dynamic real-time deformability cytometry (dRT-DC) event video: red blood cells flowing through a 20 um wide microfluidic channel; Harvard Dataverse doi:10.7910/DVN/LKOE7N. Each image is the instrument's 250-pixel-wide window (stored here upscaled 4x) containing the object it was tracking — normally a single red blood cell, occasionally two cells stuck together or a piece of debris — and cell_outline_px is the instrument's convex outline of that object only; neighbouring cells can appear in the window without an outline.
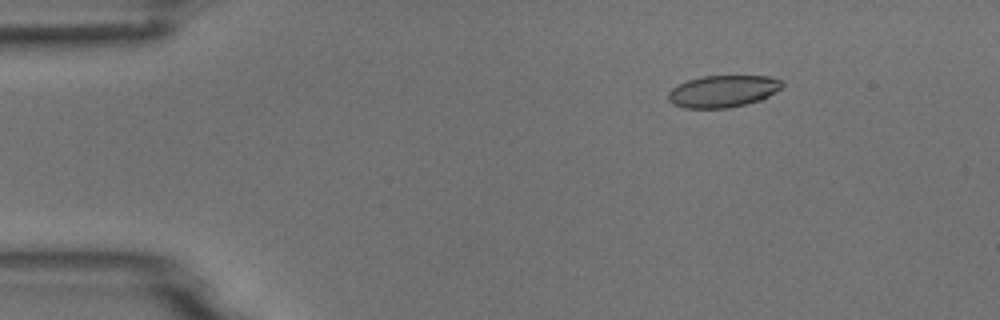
{"species": "common noctule bat (a hibernating species)", "species_latin": "Nyctalus noctula", "temperature_condition": "room temperature", "stored_images_in_passage": 7, "camera_frame_rate_fps": 3000, "um_per_image_px": 0.085, "animal": {"sex": "male", "body_mass_g": 18.8}, "frame": {"image": 1, "passage_image": 3, "time_ms": 2.333, "image_size_px": [1000, 320], "cell_outline_px": [[784, 84], [776, 92], [764, 100], [728, 108], [684, 108], [672, 104], [668, 100], [668, 92], [672, 88], [688, 80], [700, 76], [768, 76], [780, 80]], "centroid_in_image_um": [61.46, 7.76], "position_along_channel_um": 23.5, "area_um2": 21.39}}
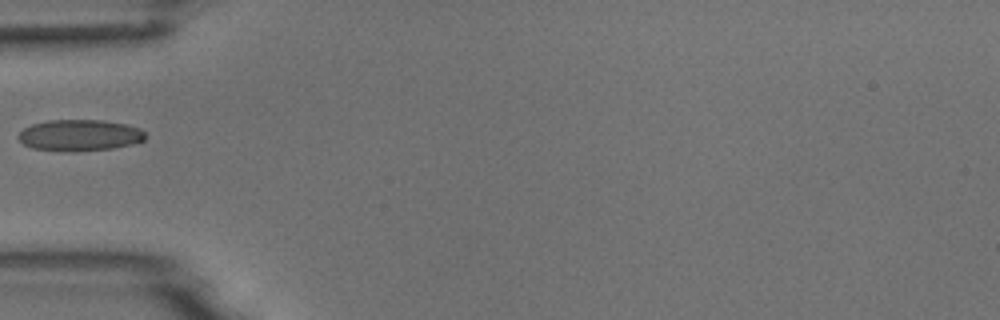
{"frame": {"image": 2, "passage_image": 6, "time_ms": 5.667, "image_size_px": [1000, 320], "cell_outline_px": [[144, 140], [132, 144], [112, 148], [72, 152], [60, 152], [32, 148], [24, 144], [16, 136], [24, 128], [32, 124], [48, 120], [104, 120], [128, 124], [140, 128], [144, 132]], "centroid_in_image_um": [6.75, 11.5], "position_along_channel_um": 78.2, "area_um2": 23.41}}